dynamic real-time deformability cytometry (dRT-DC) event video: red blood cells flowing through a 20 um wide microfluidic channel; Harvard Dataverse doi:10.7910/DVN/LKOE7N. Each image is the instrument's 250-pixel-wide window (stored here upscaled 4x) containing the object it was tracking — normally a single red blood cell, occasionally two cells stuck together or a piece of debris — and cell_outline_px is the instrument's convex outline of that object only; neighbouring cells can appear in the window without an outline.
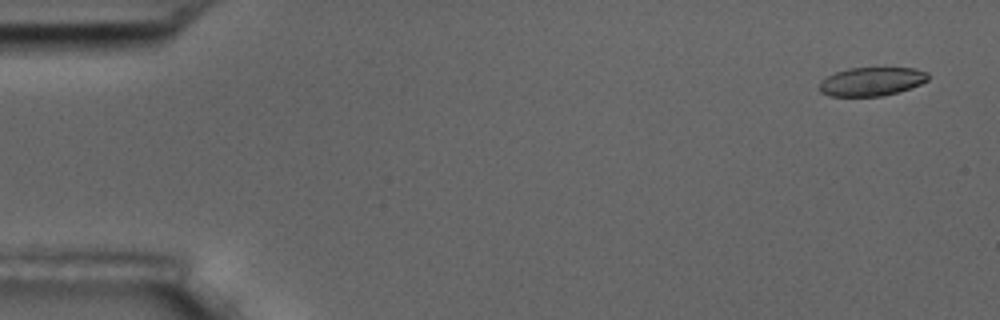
{"species": "common noctule bat (a hibernating species)", "species_latin": "Nyctalus noctula", "temperature_condition": "room temperature", "stored_images_in_passage": 4, "camera_frame_rate_fps": 3000, "um_per_image_px": 0.085, "animal": {"sex": "male", "body_mass_g": 17.5, "forearm_length_mm": 52.3}, "frame": {"image": 1, "passage_image": 1, "time_ms": 0.0, "image_size_px": [1000, 320], "cell_outline_px": [[928, 80], [920, 84], [896, 92], [880, 96], [828, 96], [820, 92], [820, 80], [836, 72], [848, 68], [916, 68], [928, 72]], "centroid_in_image_um": [74.07, 6.92], "position_along_channel_um": 10.9, "area_um2": 18.03}}
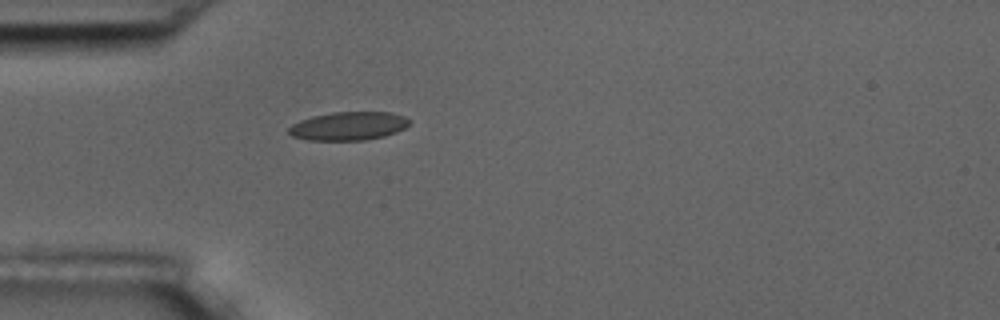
{"frame": {"image": 2, "passage_image": 4, "time_ms": 4.667, "image_size_px": [1000, 320], "cell_outline_px": [[412, 120], [404, 128], [396, 132], [384, 136], [364, 140], [308, 140], [292, 136], [288, 132], [288, 128], [292, 124], [300, 120], [312, 116], [332, 112], [392, 112], [404, 116]], "centroid_in_image_um": [29.62, 10.7], "position_along_channel_um": 55.4, "area_um2": 20.06}}